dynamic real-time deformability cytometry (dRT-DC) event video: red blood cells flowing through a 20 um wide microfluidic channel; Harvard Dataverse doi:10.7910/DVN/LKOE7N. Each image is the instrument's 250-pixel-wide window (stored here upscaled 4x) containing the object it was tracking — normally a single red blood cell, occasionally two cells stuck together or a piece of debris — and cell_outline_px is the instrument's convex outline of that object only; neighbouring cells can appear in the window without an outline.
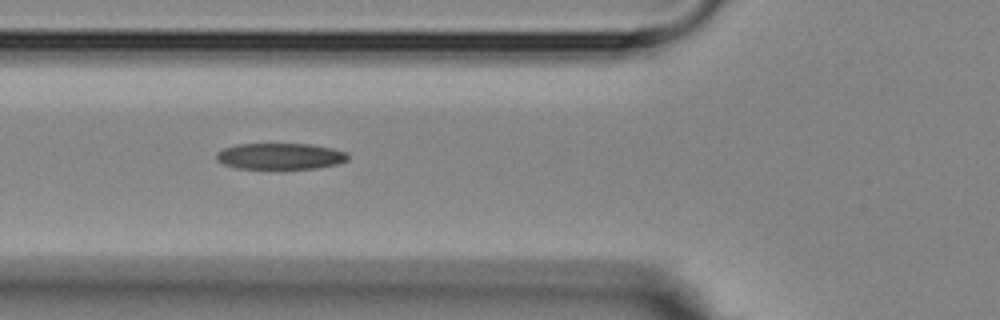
{"species": "Egyptian fruit bat (a non-hibernating species)", "species_latin": "Rousettus aegyptiacus", "temperature_condition": "room temperature", "stored_images_in_passage": 9, "camera_frame_rate_fps": 3000, "um_per_image_px": 0.085, "animal": {"sex": "female"}, "frame": {"image": 1, "passage_image": 4, "time_ms": 3.333, "image_size_px": [1000, 320], "cell_outline_px": [[348, 160], [336, 164], [316, 168], [236, 168], [224, 164], [216, 160], [216, 152], [224, 148], [236, 144], [312, 144], [332, 148], [348, 152]], "centroid_in_image_um": [23.82, 13.27], "position_along_channel_um": 102.0, "area_um2": 20.06}}
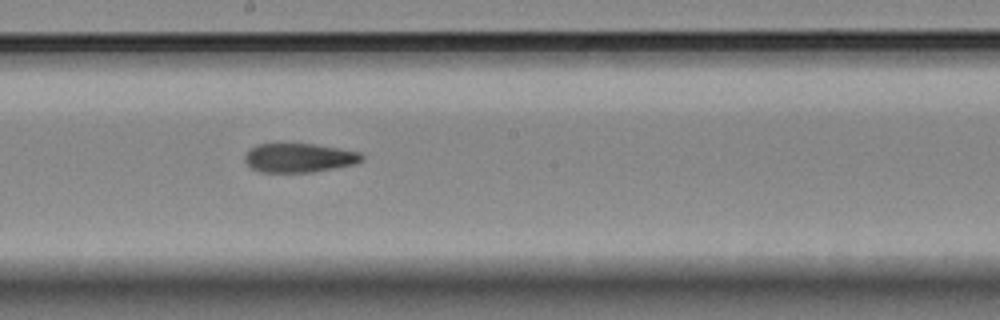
{"frame": {"image": 2, "passage_image": 7, "time_ms": 6.667, "image_size_px": [1000, 320], "cell_outline_px": [[364, 160], [356, 164], [312, 172], [260, 172], [252, 168], [244, 160], [244, 156], [256, 144], [276, 140], [316, 144], [340, 148], [360, 152], [364, 156]], "centroid_in_image_um": [25.41, 13.36], "position_along_channel_um": 222.8, "area_um2": 20.69}}
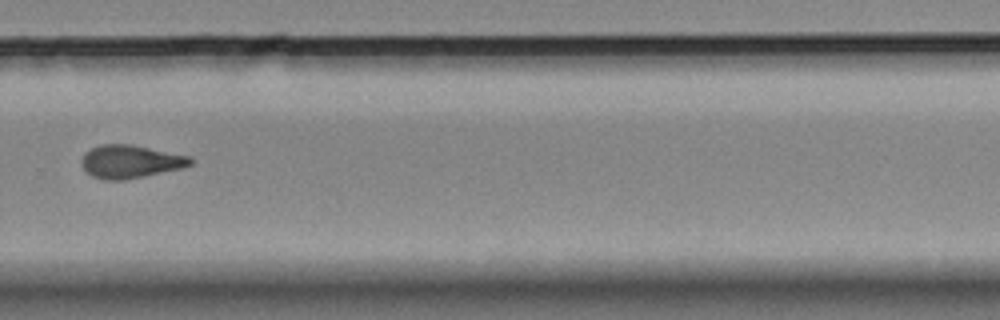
{"frame": {"image": 3, "passage_image": 9, "time_ms": 9.333, "image_size_px": [1000, 320], "cell_outline_px": [[192, 164], [184, 168], [124, 180], [104, 180], [92, 176], [80, 164], [80, 160], [84, 152], [100, 144], [132, 144], [192, 156]], "centroid_in_image_um": [11.09, 13.72], "position_along_channel_um": 318.7, "area_um2": 21.27}}